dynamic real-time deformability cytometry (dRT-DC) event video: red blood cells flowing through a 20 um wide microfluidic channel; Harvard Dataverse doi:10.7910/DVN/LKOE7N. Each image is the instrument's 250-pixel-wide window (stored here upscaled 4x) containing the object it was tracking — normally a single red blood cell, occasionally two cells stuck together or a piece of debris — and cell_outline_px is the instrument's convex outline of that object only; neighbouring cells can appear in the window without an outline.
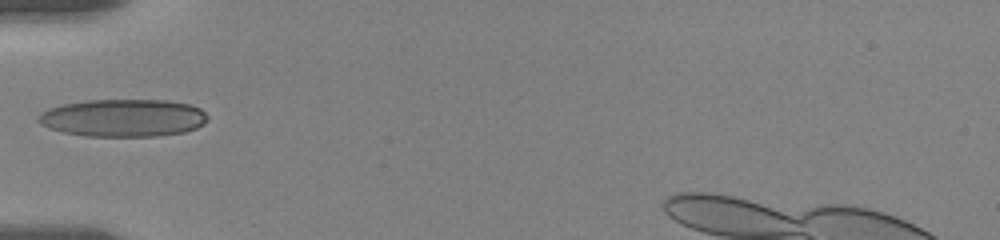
{"species": "human", "species_latin": "Homo sapiens", "temperature_condition": "room temperature", "stored_images_in_passage": 38, "camera_frame_rate_fps": 3000, "um_per_image_px": 0.085, "donor": {"sex": "female"}, "frame": {"image": 1, "passage_image": 1, "time_ms": 0.0, "image_size_px": [1000, 240], "cell_outline_px": [[208, 120], [204, 124], [196, 128], [184, 132], [156, 136], [84, 136], [60, 132], [48, 128], [40, 124], [36, 120], [36, 116], [40, 112], [48, 108], [64, 104], [88, 100], [168, 100], [188, 104], [200, 108], [208, 116]], "centroid_in_image_um": [10.43, 10.02], "position_along_channel_um": 74.6, "area_um2": 37.45}}
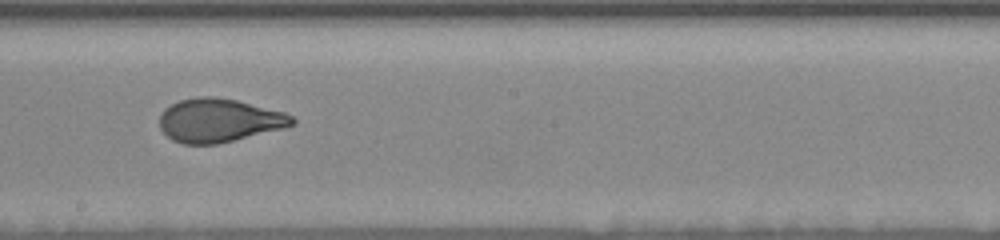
{"frame": {"image": 2, "passage_image": 14, "time_ms": 4.333, "image_size_px": [1000, 240], "cell_outline_px": [[296, 124], [284, 128], [216, 144], [184, 144], [172, 140], [160, 128], [160, 116], [164, 108], [180, 100], [200, 96], [216, 96], [236, 100], [284, 112], [292, 116], [296, 120]], "centroid_in_image_um": [18.62, 10.22], "position_along_channel_um": 229.6, "area_um2": 33.52}}
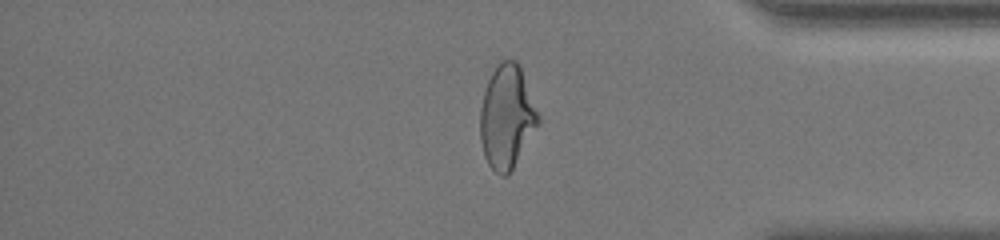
{"frame": {"image": 3, "passage_image": 29, "time_ms": 9.333, "image_size_px": [1000, 240], "cell_outline_px": [[540, 124], [508, 176], [500, 176], [488, 164], [484, 156], [480, 140], [480, 108], [484, 92], [488, 80], [492, 72], [500, 60], [516, 60], [520, 68], [540, 116]], "centroid_in_image_um": [43.08, 9.97], "position_along_channel_um": 392.1, "area_um2": 35.03}}